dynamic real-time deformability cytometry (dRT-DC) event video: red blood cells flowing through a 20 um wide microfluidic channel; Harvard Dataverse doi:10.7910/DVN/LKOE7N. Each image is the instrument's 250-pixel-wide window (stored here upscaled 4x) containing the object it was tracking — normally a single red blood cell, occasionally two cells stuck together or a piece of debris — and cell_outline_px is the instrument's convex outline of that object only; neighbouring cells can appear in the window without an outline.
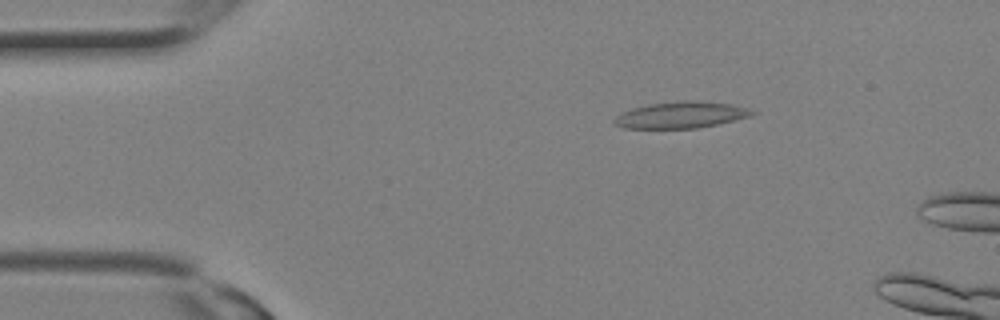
{"species": "Egyptian fruit bat (a non-hibernating species)", "species_latin": "Rousettus aegyptiacus", "temperature_condition": "room temperature", "stored_images_in_passage": 4, "camera_frame_rate_fps": 3000, "um_per_image_px": 0.085, "animal": {"sex": "female"}, "frame": {"image": 1, "passage_image": 1, "time_ms": 0.0, "image_size_px": [1000, 320], "cell_outline_px": [[756, 112], [752, 116], [716, 124], [696, 128], [624, 128], [616, 124], [612, 120], [616, 116], [632, 108], [648, 104], [684, 100], [692, 100], [732, 104], [748, 108]], "centroid_in_image_um": [57.9, 9.76], "position_along_channel_um": 27.1, "area_um2": 21.1}}